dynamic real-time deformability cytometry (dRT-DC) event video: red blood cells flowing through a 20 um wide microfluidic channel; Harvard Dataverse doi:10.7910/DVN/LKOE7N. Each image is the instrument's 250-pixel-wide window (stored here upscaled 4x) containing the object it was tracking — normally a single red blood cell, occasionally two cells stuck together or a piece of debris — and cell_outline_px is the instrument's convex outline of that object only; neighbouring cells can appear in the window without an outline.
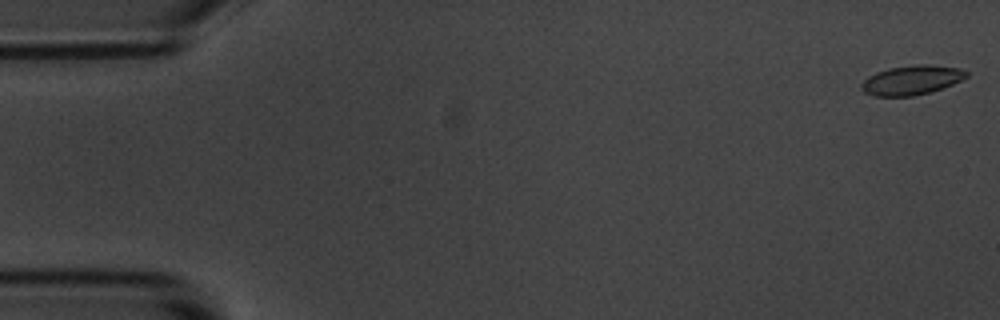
{"species": "common noctule bat (a hibernating species)", "species_latin": "Nyctalus noctula", "temperature_condition": "room temperature", "stored_images_in_passage": 52, "camera_frame_rate_fps": 3000, "um_per_image_px": 0.085, "animal": {"sex": "male", "body_mass_g": 20.1, "forearm_length_mm": 53.5}, "frame": {"image": 1, "passage_image": 1, "time_ms": 0.0, "image_size_px": [1000, 320], "cell_outline_px": [[968, 76], [952, 84], [928, 92], [912, 96], [872, 96], [864, 92], [860, 88], [860, 84], [868, 76], [876, 72], [888, 68], [916, 64], [924, 64], [960, 68], [968, 72]], "centroid_in_image_um": [77.44, 6.8], "position_along_channel_um": 7.6, "area_um2": 17.92}}
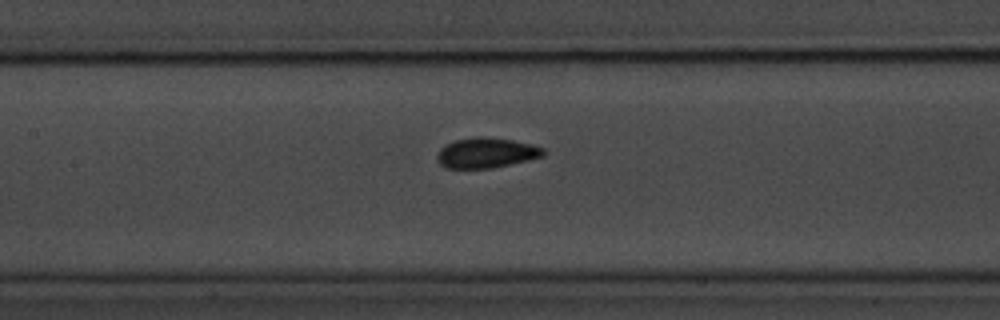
{"frame": {"image": 2, "passage_image": 25, "time_ms": 8.0, "image_size_px": [1000, 320], "cell_outline_px": [[544, 156], [492, 168], [448, 168], [440, 164], [436, 160], [436, 156], [440, 148], [444, 144], [456, 140], [476, 136], [484, 136], [512, 140], [532, 144], [544, 148]], "centroid_in_image_um": [41.3, 12.98], "position_along_channel_um": 166.1, "area_um2": 18.73}}
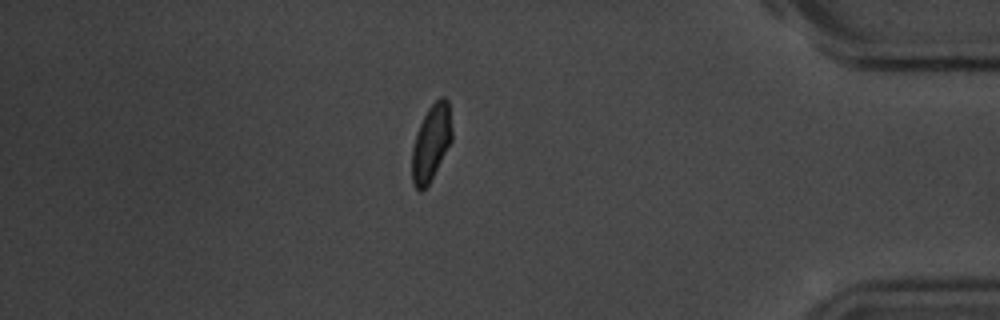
{"frame": {"image": 3, "passage_image": 47, "time_ms": 15.333, "image_size_px": [1000, 320], "cell_outline_px": [[452, 140], [428, 184], [420, 192], [412, 184], [412, 148], [420, 124], [428, 108], [440, 96], [444, 96], [448, 100], [452, 132]], "centroid_in_image_um": [36.65, 12.12], "position_along_channel_um": 398.6, "area_um2": 17.46}}